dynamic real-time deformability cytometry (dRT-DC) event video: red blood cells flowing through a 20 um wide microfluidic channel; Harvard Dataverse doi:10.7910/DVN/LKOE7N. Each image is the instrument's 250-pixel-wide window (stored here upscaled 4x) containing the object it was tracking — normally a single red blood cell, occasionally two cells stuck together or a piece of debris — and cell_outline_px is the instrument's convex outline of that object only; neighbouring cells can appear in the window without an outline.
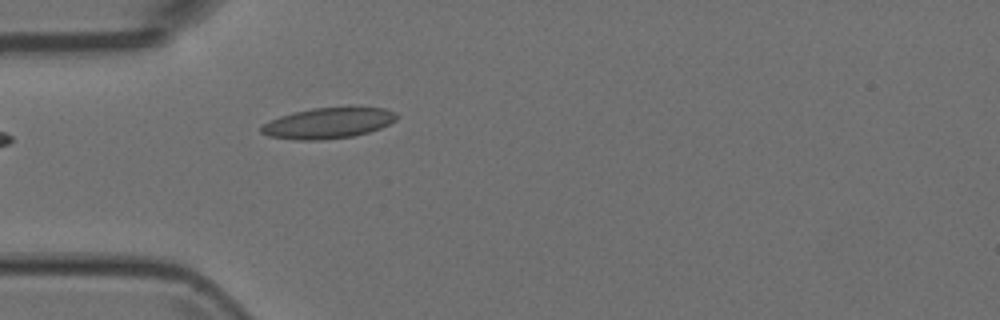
{"species": "Egyptian fruit bat (a non-hibernating species)", "species_latin": "Rousettus aegyptiacus", "temperature_condition": "room temperature", "stored_images_in_passage": 4, "camera_frame_rate_fps": 3000, "um_per_image_px": 0.085, "animal": {"sex": "female"}, "frame": {"image": 1, "passage_image": 4, "time_ms": 1.0, "image_size_px": [1000, 320], "cell_outline_px": [[400, 116], [396, 120], [380, 128], [368, 132], [352, 136], [320, 140], [296, 140], [268, 136], [260, 132], [260, 128], [264, 124], [280, 116], [292, 112], [312, 108], [384, 108], [396, 112]], "centroid_in_image_um": [27.89, 10.47], "position_along_channel_um": 57.1, "area_um2": 24.04}}